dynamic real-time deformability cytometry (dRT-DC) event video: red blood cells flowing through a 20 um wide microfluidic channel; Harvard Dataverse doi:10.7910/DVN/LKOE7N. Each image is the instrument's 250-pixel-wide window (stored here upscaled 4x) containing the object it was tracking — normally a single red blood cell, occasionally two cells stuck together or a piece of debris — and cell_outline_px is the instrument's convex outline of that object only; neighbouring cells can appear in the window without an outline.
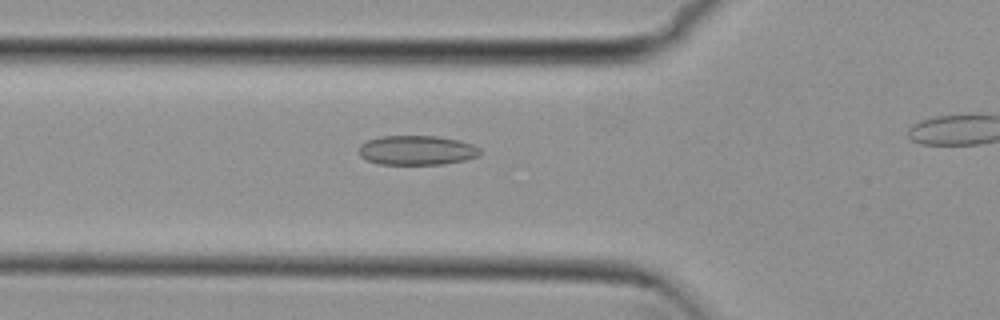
{"species": "common noctule bat (a hibernating species)", "species_latin": "Nyctalus noctula", "temperature_condition": "cold", "stored_images_in_passage": 33, "camera_frame_rate_fps": 3000, "um_per_image_px": 0.085, "animal": {"sex": "female", "body_mass_g": 29.2, "forearm_length_mm": 56.3}, "frame": {"image": 1, "passage_image": 8, "time_ms": 2.333, "image_size_px": [1000, 320], "cell_outline_px": [[480, 156], [464, 160], [444, 164], [380, 164], [368, 160], [360, 156], [360, 144], [368, 140], [380, 136], [436, 136], [460, 140], [472, 144], [480, 148]], "centroid_in_image_um": [35.46, 12.77], "position_along_channel_um": 90.3, "area_um2": 20.81}}
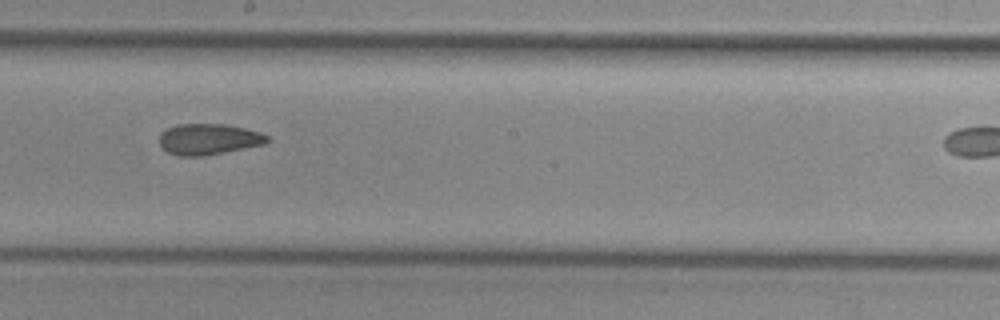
{"frame": {"image": 2, "passage_image": 19, "time_ms": 6.0, "image_size_px": [1000, 320], "cell_outline_px": [[272, 140], [264, 144], [204, 156], [180, 156], [168, 152], [160, 144], [160, 132], [176, 124], [224, 124], [244, 128], [260, 132], [272, 136]], "centroid_in_image_um": [17.77, 11.82], "position_along_channel_um": 230.4, "area_um2": 19.54}}
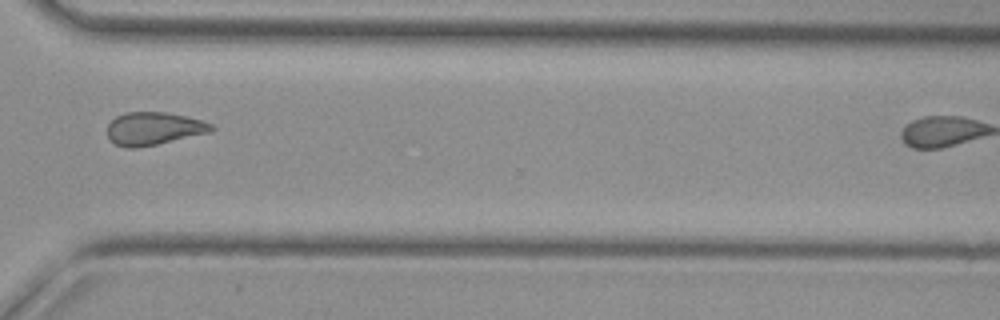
{"frame": {"image": 3, "passage_image": 29, "time_ms": 9.333, "image_size_px": [1000, 320], "cell_outline_px": [[216, 128], [208, 132], [156, 144], [136, 148], [128, 148], [116, 144], [108, 140], [108, 124], [116, 116], [128, 112], [164, 112], [204, 120], [212, 124]], "centroid_in_image_um": [13.04, 10.92], "position_along_channel_um": 357.6, "area_um2": 19.71}}